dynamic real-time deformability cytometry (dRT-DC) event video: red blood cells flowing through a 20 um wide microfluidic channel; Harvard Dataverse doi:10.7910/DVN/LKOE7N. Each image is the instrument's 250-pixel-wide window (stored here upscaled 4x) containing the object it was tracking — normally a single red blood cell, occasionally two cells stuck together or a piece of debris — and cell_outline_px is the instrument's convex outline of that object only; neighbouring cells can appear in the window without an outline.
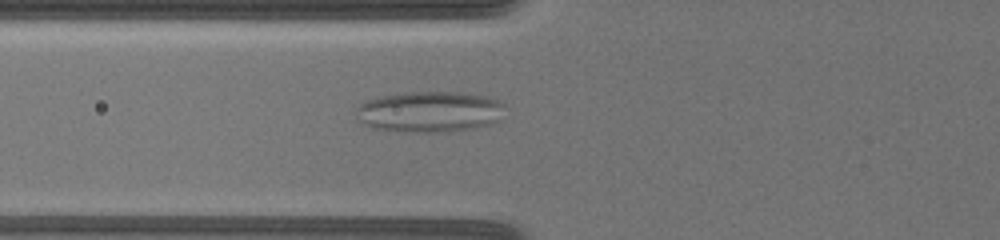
{"species": "common noctule bat (a hibernating species)", "species_latin": "Nyctalus noctula", "temperature_condition": "warm", "stored_images_in_passage": 9, "camera_frame_rate_fps": 3000, "um_per_image_px": 0.085, "animal": {"sex": "female", "body_mass_g": 19.5, "forearm_length_mm": 54.1}, "frame": {"image": 1, "passage_image": 9, "time_ms": 8.667, "image_size_px": [1000, 240], "cell_outline_px": [[504, 120], [492, 124], [472, 128], [448, 132], [416, 132], [372, 128], [356, 120], [356, 108], [360, 104], [368, 100], [380, 96], [404, 92], [460, 92], [488, 96], [500, 100], [504, 104]], "centroid_in_image_um": [36.57, 9.49], "position_along_channel_um": 89.2, "area_um2": 36.07}}